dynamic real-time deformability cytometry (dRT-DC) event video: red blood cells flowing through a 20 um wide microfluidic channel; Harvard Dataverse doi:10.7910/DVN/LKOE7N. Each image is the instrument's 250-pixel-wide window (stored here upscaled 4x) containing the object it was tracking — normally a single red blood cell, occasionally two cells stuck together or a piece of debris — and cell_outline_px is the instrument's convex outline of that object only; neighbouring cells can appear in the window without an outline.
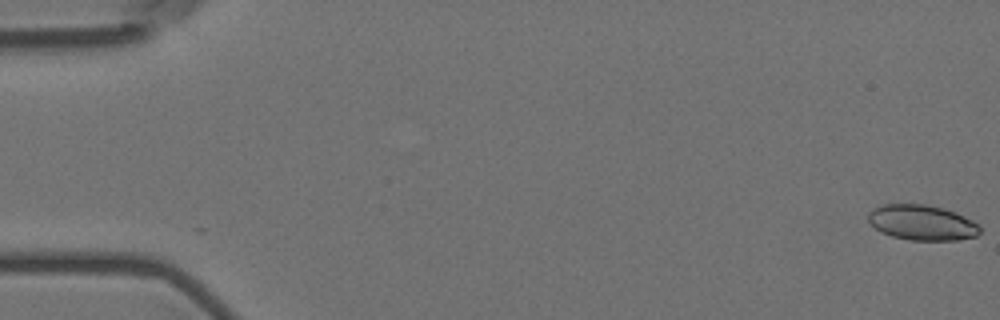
{"species": "Egyptian fruit bat (a non-hibernating species)", "species_latin": "Rousettus aegyptiacus", "temperature_condition": "room temperature", "stored_images_in_passage": 57, "camera_frame_rate_fps": 3000, "um_per_image_px": 0.085, "animal": {"sex": "female"}, "frame": {"image": 1, "passage_image": 1, "time_ms": 0.0, "image_size_px": [1000, 320], "cell_outline_px": [[980, 232], [976, 236], [960, 240], [908, 240], [892, 236], [880, 232], [868, 220], [868, 212], [872, 208], [884, 204], [924, 204], [944, 208], [956, 212], [980, 224]], "centroid_in_image_um": [78.38, 18.92], "position_along_channel_um": 6.6, "area_um2": 23.18}}
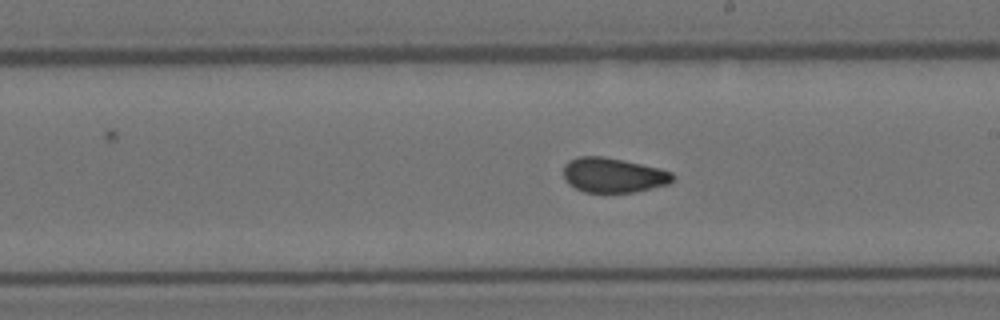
{"frame": {"image": 2, "passage_image": 33, "time_ms": 10.667, "image_size_px": [1000, 320], "cell_outline_px": [[676, 180], [668, 184], [632, 192], [584, 192], [568, 184], [564, 180], [564, 164], [568, 160], [580, 156], [604, 156], [624, 160], [660, 168], [672, 172], [676, 176]], "centroid_in_image_um": [52.14, 14.88], "position_along_channel_um": 236.9, "area_um2": 22.31}}
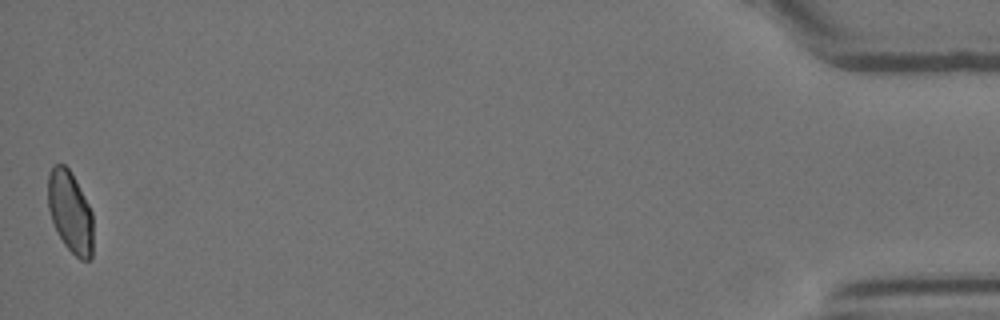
{"frame": {"image": 3, "passage_image": 57, "time_ms": 18.667, "image_size_px": [1000, 320], "cell_outline_px": [[92, 260], [80, 260], [64, 244], [52, 220], [48, 208], [48, 172], [52, 164], [64, 164], [68, 168], [76, 180], [92, 212]], "centroid_in_image_um": [5.96, 17.99], "position_along_channel_um": 429.2, "area_um2": 21.39}, "authors_computed_cell_mechanics": {"area_um2": 22.6576, "velocity_mm_per_s": 3.583, "shape_relaxation_time_tau1_ms": null, "shape_relaxation_time_tau2_ms": 1.7086, "deformation_change_tau1": null, "deformation_change_tau2": 0.0516}}